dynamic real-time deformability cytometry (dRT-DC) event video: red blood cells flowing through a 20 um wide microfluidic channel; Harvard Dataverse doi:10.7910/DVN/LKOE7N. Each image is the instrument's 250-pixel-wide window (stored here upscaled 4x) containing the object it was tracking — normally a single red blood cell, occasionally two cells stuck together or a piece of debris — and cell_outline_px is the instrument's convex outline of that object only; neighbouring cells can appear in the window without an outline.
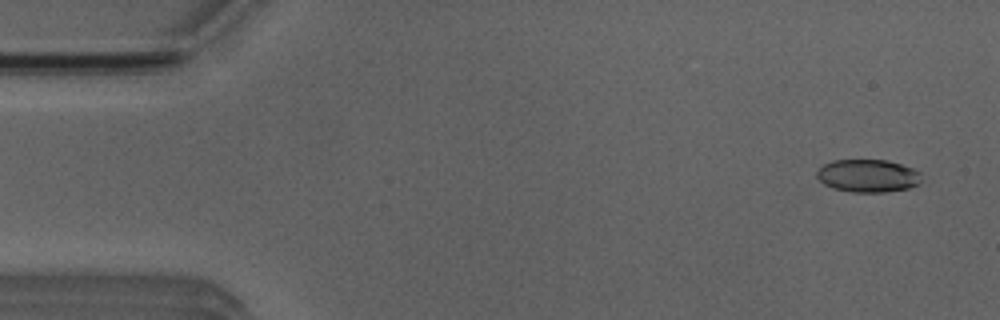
{"species": "Egyptian fruit bat (a non-hibernating species)", "species_latin": "Rousettus aegyptiacus", "temperature_condition": "room temperature", "stored_images_in_passage": 5, "camera_frame_rate_fps": 3000, "um_per_image_px": 0.085, "animal": {"sex": "male"}, "frame": {"image": 1, "passage_image": 1, "time_ms": 0.0, "image_size_px": [1000, 320], "cell_outline_px": [[920, 180], [916, 184], [908, 188], [884, 192], [852, 192], [832, 188], [824, 184], [816, 176], [816, 172], [824, 164], [832, 160], [888, 160], [912, 168], [920, 172]], "centroid_in_image_um": [73.74, 14.94], "position_along_channel_um": 11.3, "area_um2": 19.88}}